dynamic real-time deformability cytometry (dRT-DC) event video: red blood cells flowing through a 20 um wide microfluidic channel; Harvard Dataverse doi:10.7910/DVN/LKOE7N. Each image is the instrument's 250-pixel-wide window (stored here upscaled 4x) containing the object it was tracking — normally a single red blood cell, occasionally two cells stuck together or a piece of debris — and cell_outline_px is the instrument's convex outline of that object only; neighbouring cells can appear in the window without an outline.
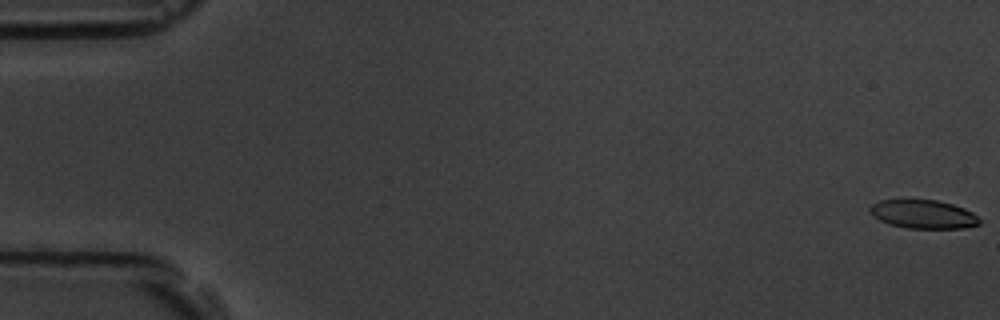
{"species": "common noctule bat (a hibernating species)", "species_latin": "Nyctalus noctula", "temperature_condition": "room temperature", "stored_images_in_passage": 6, "camera_frame_rate_fps": 3000, "um_per_image_px": 0.085, "animal": {"sex": "male", "body_mass_g": 19.5, "forearm_length_mm": 54.6}, "frame": {"image": 1, "passage_image": 1, "time_ms": 0.0, "image_size_px": [1000, 320], "cell_outline_px": [[980, 224], [964, 228], [908, 228], [888, 224], [872, 216], [868, 208], [872, 204], [880, 200], [936, 200], [952, 204], [964, 208], [972, 212], [980, 220]], "centroid_in_image_um": [78.45, 18.21], "position_along_channel_um": 6.5, "area_um2": 18.21}}
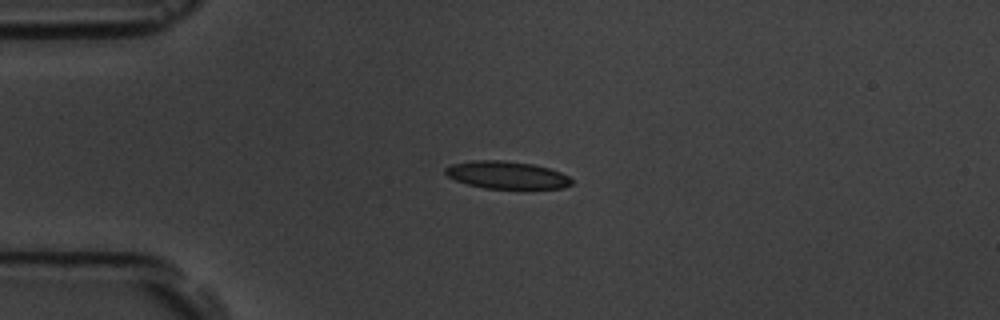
{"frame": {"image": 2, "passage_image": 5, "time_ms": 4.667, "image_size_px": [1000, 320], "cell_outline_px": [[572, 184], [564, 188], [484, 188], [468, 184], [456, 180], [448, 176], [444, 172], [444, 168], [452, 164], [472, 160], [504, 160], [532, 164], [548, 168], [560, 172], [568, 176], [572, 180]], "centroid_in_image_um": [43.06, 14.87], "position_along_channel_um": 41.9, "area_um2": 20.11}}